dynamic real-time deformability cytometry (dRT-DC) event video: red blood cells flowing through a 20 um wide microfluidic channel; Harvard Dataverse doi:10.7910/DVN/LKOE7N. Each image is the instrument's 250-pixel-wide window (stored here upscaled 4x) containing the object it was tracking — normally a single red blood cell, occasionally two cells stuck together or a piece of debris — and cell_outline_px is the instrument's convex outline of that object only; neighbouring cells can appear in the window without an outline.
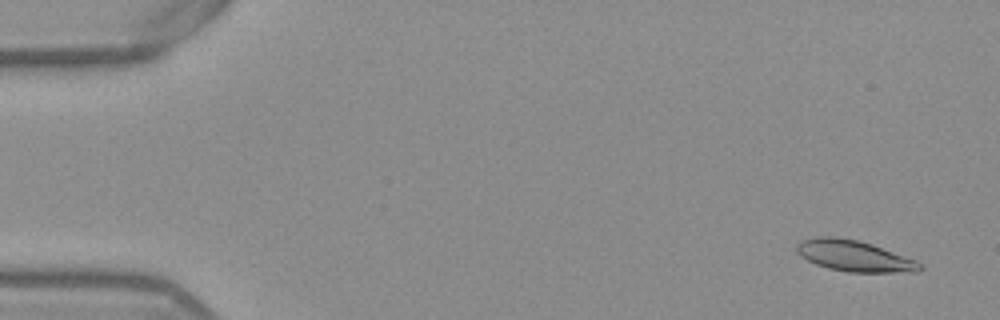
{"species": "Egyptian fruit bat (a non-hibernating species)", "species_latin": "Rousettus aegyptiacus", "temperature_condition": "warm", "stored_images_in_passage": 53, "camera_frame_rate_fps": 3000, "um_per_image_px": 0.085, "frame": {"image": 1, "passage_image": 3, "time_ms": 0.667, "image_size_px": [1000, 320], "cell_outline_px": [[924, 268], [916, 272], [848, 272], [828, 268], [816, 264], [800, 256], [796, 252], [796, 244], [800, 240], [816, 236], [836, 236], [856, 240], [872, 244], [916, 260], [924, 264]], "centroid_in_image_um": [72.6, 21.75], "position_along_channel_um": 12.4, "area_um2": 22.48}}
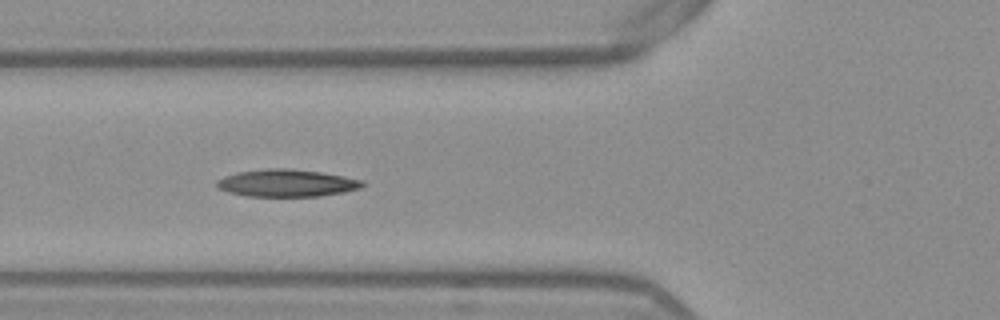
{"frame": {"image": 2, "passage_image": 20, "time_ms": 6.333, "image_size_px": [1000, 320], "cell_outline_px": [[364, 184], [360, 188], [344, 192], [320, 196], [248, 196], [228, 192], [216, 188], [216, 180], [224, 176], [236, 172], [268, 168], [292, 168], [320, 172], [344, 176], [364, 180]], "centroid_in_image_um": [24.35, 15.55], "position_along_channel_um": 101.5, "area_um2": 23.35}}
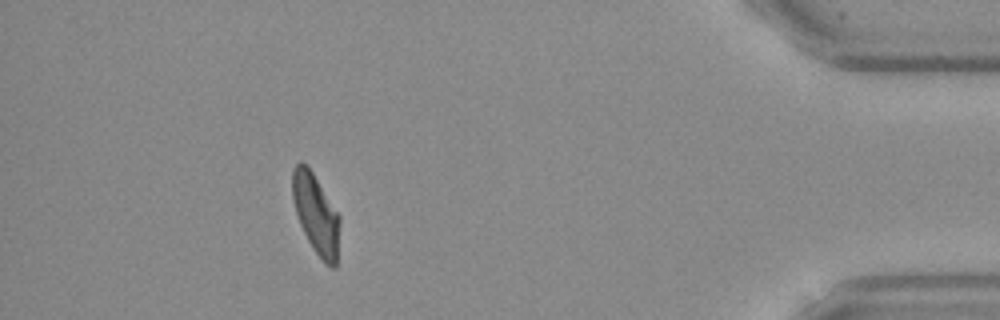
{"frame": {"image": 3, "passage_image": 48, "time_ms": 15.667, "image_size_px": [1000, 320], "cell_outline_px": [[340, 224], [336, 268], [332, 268], [324, 264], [312, 248], [300, 224], [296, 212], [292, 196], [292, 168], [300, 160], [312, 172], [340, 216]], "centroid_in_image_um": [26.86, 18.23], "position_along_channel_um": 408.3, "area_um2": 21.96}, "authors_computed_cell_mechanics": {"area_um2": 22.253, "velocity_mm_per_s": 3.8583, "shape_relaxation_time_tau1_ms": 7.2826, "shape_relaxation_time_tau2_ms": 2.2826, "deformation_change_tau1": 0.2184, "deformation_change_tau2": 0.0796}}